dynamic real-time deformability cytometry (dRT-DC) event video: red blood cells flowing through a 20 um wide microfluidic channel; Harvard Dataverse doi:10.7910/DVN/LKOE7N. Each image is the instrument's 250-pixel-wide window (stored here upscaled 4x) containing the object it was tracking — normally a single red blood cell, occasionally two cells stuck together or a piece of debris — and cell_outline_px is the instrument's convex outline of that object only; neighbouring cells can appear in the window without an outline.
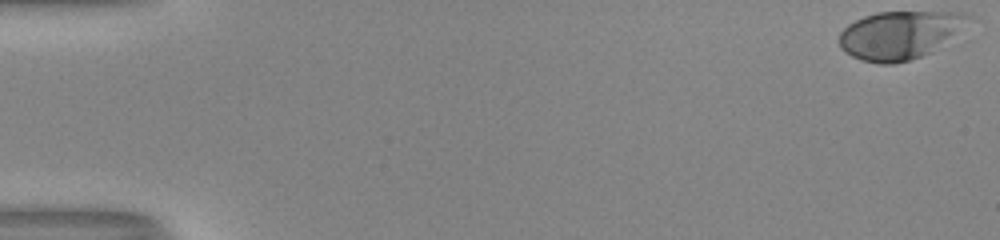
{"species": "human", "species_latin": "Homo sapiens", "temperature_condition": "room temperature", "stored_images_in_passage": 45, "camera_frame_rate_fps": 3000, "um_per_image_px": 0.085, "donor": {"sex": "male"}, "frame": {"image": 1, "passage_image": 1, "time_ms": 0.0, "image_size_px": [1000, 240], "cell_outline_px": [[972, 16], [928, 52], [920, 56], [908, 60], [892, 64], [880, 64], [860, 60], [844, 52], [840, 48], [840, 32], [848, 24], [864, 16], [876, 12], [964, 12]], "centroid_in_image_um": [76.32, 2.97], "position_along_channel_um": 8.7, "area_um2": 34.97}}
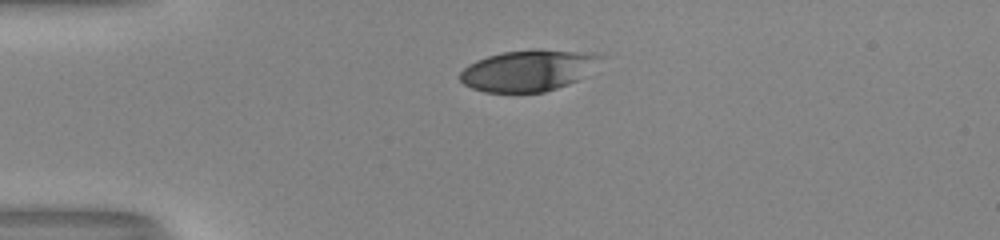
{"frame": {"image": 2, "passage_image": 14, "time_ms": 4.333, "image_size_px": [1000, 240], "cell_outline_px": [[604, 56], [576, 80], [568, 84], [544, 92], [484, 92], [472, 88], [464, 84], [460, 80], [460, 72], [468, 64], [476, 60], [488, 56], [504, 52], [532, 48], [540, 48], [576, 52]], "centroid_in_image_um": [44.79, 5.99], "position_along_channel_um": 40.2, "area_um2": 33.18}}
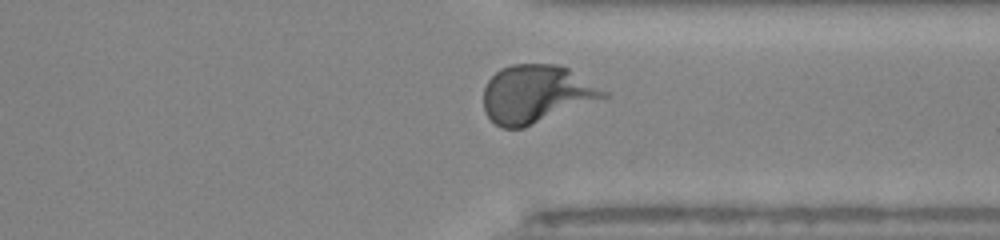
{"frame": {"image": 3, "passage_image": 41, "time_ms": 13.333, "image_size_px": [1000, 240], "cell_outline_px": [[608, 96], [524, 128], [500, 128], [484, 112], [484, 88], [488, 80], [500, 68], [512, 64], [556, 64], [568, 68], [608, 92]], "centroid_in_image_um": [45.54, 7.99], "position_along_channel_um": 365.9, "area_um2": 40.29}}